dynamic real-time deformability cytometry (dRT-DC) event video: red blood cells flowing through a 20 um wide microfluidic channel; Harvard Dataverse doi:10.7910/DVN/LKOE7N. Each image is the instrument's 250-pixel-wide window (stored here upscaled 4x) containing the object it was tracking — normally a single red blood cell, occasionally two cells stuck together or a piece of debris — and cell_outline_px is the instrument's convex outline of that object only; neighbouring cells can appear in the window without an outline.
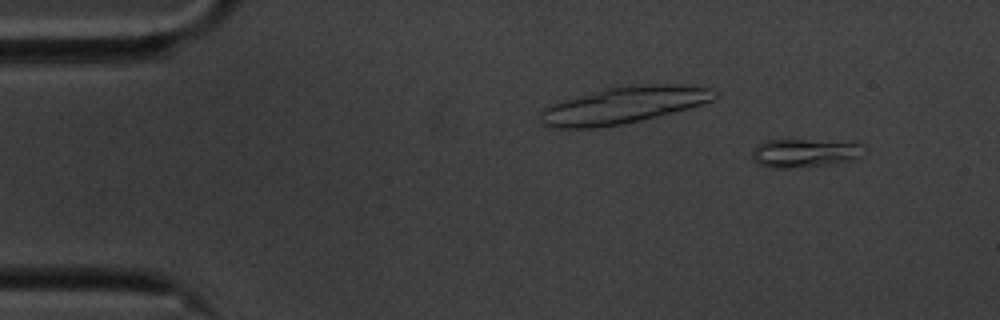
{"species": "common noctule bat (a hibernating species)", "species_latin": "Nyctalus noctula", "temperature_condition": "cold", "stored_images_in_passage": 54, "camera_frame_rate_fps": 3000, "um_per_image_px": 0.085, "animal": {"sex": "male", "body_mass_g": 20.1, "forearm_length_mm": 53.5}, "frame": {"image": 1, "passage_image": 3, "time_ms": 0.667, "image_size_px": [1000, 320], "cell_outline_px": [[868, 148], [860, 156], [852, 160], [836, 164], [808, 168], [768, 168], [752, 160], [752, 152], [764, 140], [852, 140], [864, 144]], "centroid_in_image_um": [68.53, 13.01], "position_along_channel_um": 16.5, "area_um2": 19.54}}
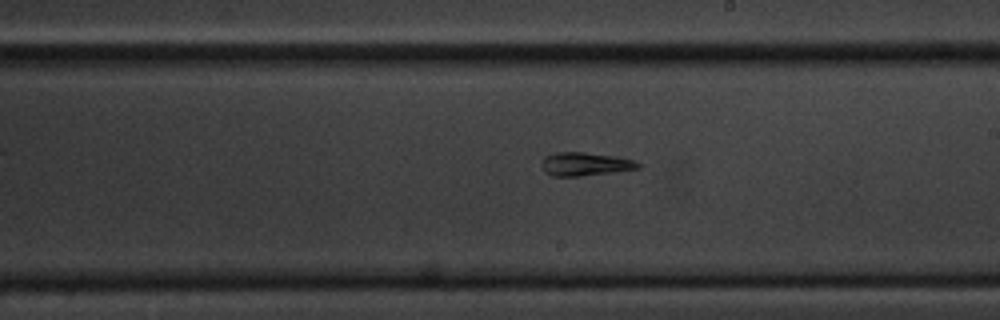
{"frame": {"image": 2, "passage_image": 30, "time_ms": 9.667, "image_size_px": [1000, 320], "cell_outline_px": [[640, 168], [612, 172], [580, 176], [552, 176], [544, 172], [540, 164], [544, 156], [556, 152], [584, 152], [616, 156], [632, 160], [640, 164]], "centroid_in_image_um": [49.67, 13.94], "position_along_channel_um": 239.3, "area_um2": 13.18}}
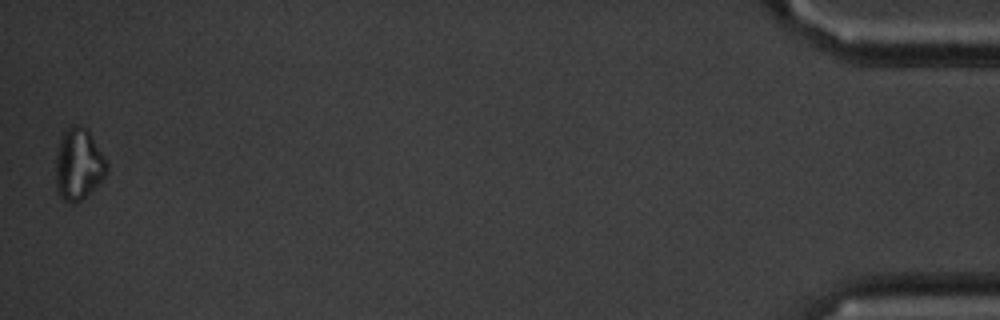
{"frame": {"image": 3, "passage_image": 54, "time_ms": 17.667, "image_size_px": [1000, 320], "cell_outline_px": [[108, 168], [104, 176], [76, 204], [72, 204], [64, 200], [56, 192], [56, 152], [60, 136], [72, 124], [80, 124], [88, 128], [104, 156], [108, 164]], "centroid_in_image_um": [6.65, 13.92], "position_along_channel_um": 428.6, "area_um2": 21.39}, "authors_computed_cell_mechanics": {"area_um2": 14.1032, "velocity_mm_per_s": 3.517, "shape_relaxation_time_tau1_ms": null, "shape_relaxation_time_tau2_ms": 5.1797, "deformation_change_tau1": null, "deformation_change_tau2": 0.106}}